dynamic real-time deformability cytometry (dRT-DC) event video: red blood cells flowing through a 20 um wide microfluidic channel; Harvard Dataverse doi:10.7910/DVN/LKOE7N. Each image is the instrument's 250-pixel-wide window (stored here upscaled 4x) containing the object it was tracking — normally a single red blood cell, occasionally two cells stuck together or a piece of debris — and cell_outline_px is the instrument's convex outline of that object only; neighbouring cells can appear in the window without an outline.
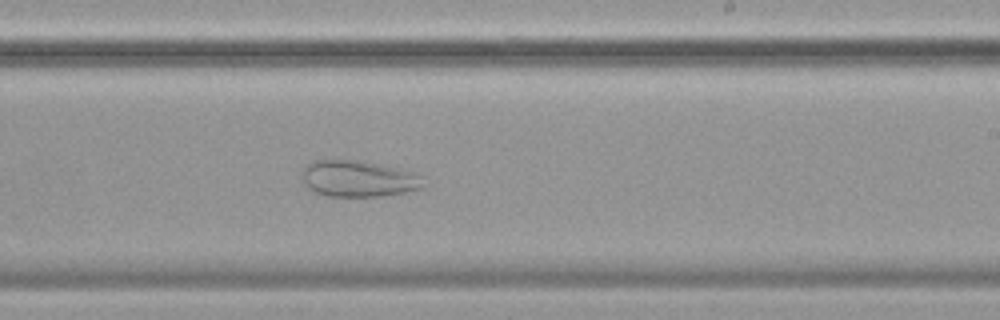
{"species": "common noctule bat (a hibernating species)", "species_latin": "Nyctalus noctula", "temperature_condition": "cold", "stored_images_in_passage": 52, "camera_frame_rate_fps": 3000, "um_per_image_px": 0.085, "animal": {"sex": "female", "body_mass_g": 19.9}, "frame": {"image": 1, "passage_image": 29, "time_ms": 9.333, "image_size_px": [1000, 320], "cell_outline_px": [[420, 188], [404, 192], [384, 196], [328, 196], [316, 192], [304, 180], [304, 168], [312, 160], [356, 160], [376, 164], [412, 172], [420, 176]], "centroid_in_image_um": [30.43, 15.19], "position_along_channel_um": 258.6, "area_um2": 24.74}}
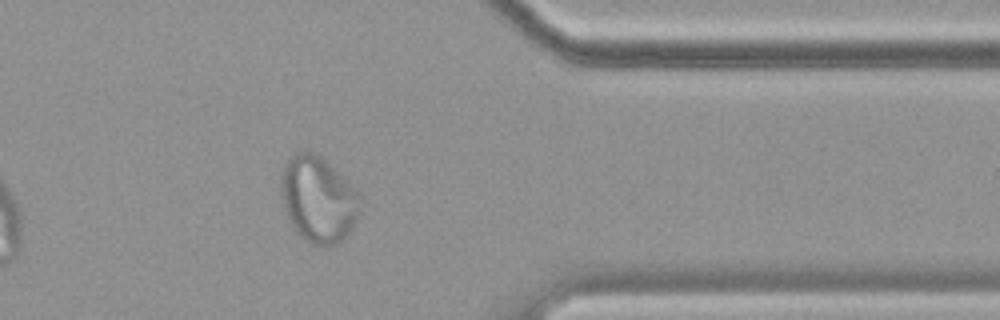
{"frame": {"image": 2, "passage_image": 41, "time_ms": 13.333, "image_size_px": [1000, 320], "cell_outline_px": [[360, 212], [352, 228], [336, 244], [312, 244], [304, 240], [296, 232], [284, 208], [280, 188], [280, 184], [284, 164], [296, 152], [312, 152], [320, 156], [360, 196]], "centroid_in_image_um": [27.01, 16.96], "position_along_channel_um": 384.4, "area_um2": 38.67}}
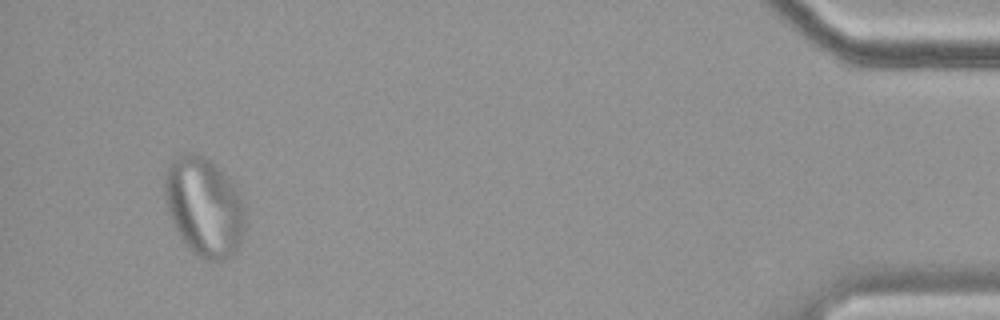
{"frame": {"image": 3, "passage_image": 49, "time_ms": 16.0, "image_size_px": [1000, 320], "cell_outline_px": [[244, 224], [240, 244], [236, 252], [232, 256], [216, 260], [204, 260], [196, 256], [192, 252], [180, 236], [168, 212], [164, 196], [164, 176], [168, 164], [176, 156], [184, 152], [196, 152], [204, 156], [216, 164], [232, 184], [240, 200], [244, 216]], "centroid_in_image_um": [17.3, 17.55], "position_along_channel_um": 417.9, "area_um2": 46.12}}